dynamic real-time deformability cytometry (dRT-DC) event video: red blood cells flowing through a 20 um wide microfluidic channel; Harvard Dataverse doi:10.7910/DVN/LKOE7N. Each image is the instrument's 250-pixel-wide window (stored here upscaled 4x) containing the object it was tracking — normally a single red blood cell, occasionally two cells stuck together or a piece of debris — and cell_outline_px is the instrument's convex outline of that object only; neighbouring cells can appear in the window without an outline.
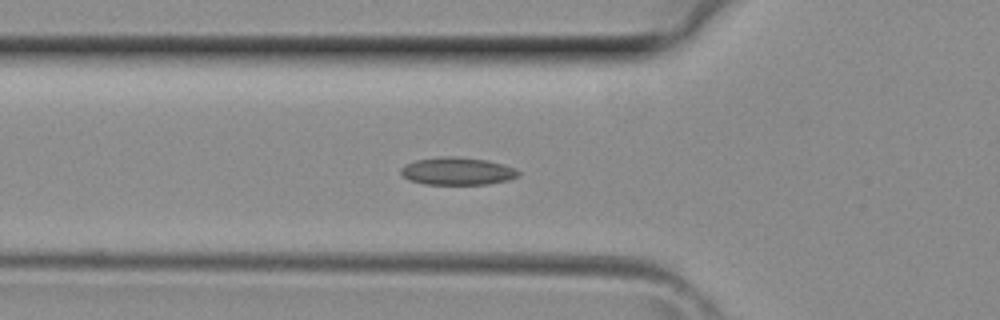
{"species": "common noctule bat (a hibernating species)", "species_latin": "Nyctalus noctula", "temperature_condition": "room temperature", "stored_images_in_passage": 31, "camera_frame_rate_fps": 3000, "um_per_image_px": 0.085, "animal": {"sex": "female", "body_mass_g": 29.2, "forearm_length_mm": 56.3}, "frame": {"image": 1, "passage_image": 5, "time_ms": 1.333, "image_size_px": [1000, 320], "cell_outline_px": [[520, 176], [508, 180], [488, 184], [424, 184], [408, 180], [400, 172], [400, 168], [416, 160], [440, 156], [456, 156], [488, 160], [504, 164], [516, 168], [520, 172]], "centroid_in_image_um": [38.91, 14.54], "position_along_channel_um": 86.9, "area_um2": 19.07}}
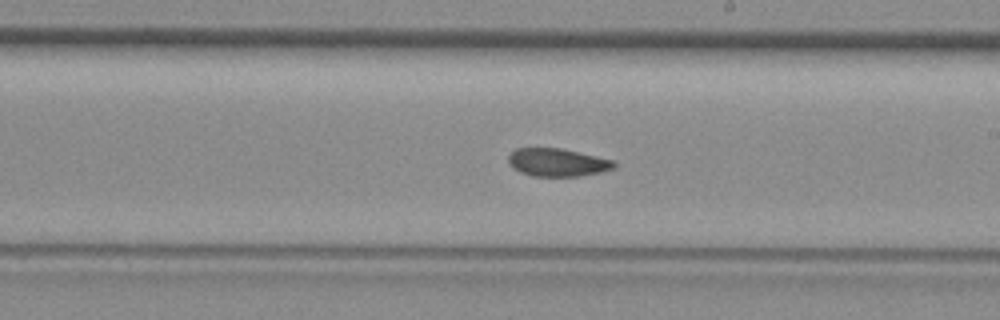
{"frame": {"image": 2, "passage_image": 14, "time_ms": 4.333, "image_size_px": [1000, 320], "cell_outline_px": [[616, 168], [600, 172], [580, 176], [532, 176], [520, 172], [512, 168], [508, 164], [508, 156], [516, 148], [560, 148], [596, 156], [612, 160], [616, 164]], "centroid_in_image_um": [47.35, 13.81], "position_along_channel_um": 241.6, "area_um2": 17.22}}
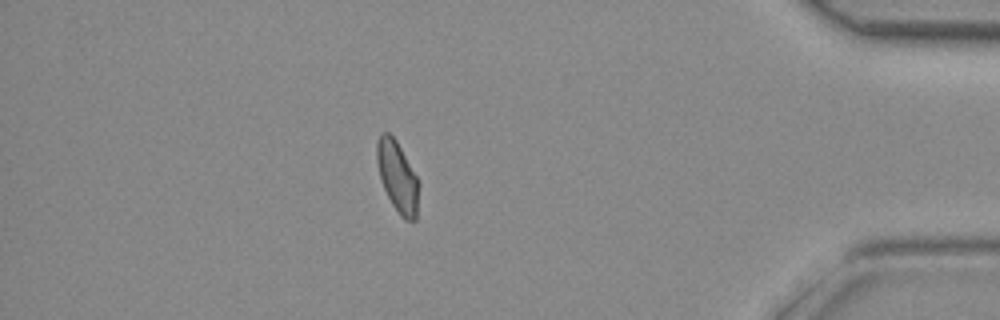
{"frame": {"image": 3, "passage_image": 26, "time_ms": 8.333, "image_size_px": [1000, 320], "cell_outline_px": [[420, 184], [416, 220], [404, 220], [400, 216], [392, 204], [380, 180], [376, 160], [376, 140], [380, 132], [388, 132], [396, 140], [416, 176]], "centroid_in_image_um": [33.77, 15.02], "position_along_channel_um": 401.4, "area_um2": 17.46}}